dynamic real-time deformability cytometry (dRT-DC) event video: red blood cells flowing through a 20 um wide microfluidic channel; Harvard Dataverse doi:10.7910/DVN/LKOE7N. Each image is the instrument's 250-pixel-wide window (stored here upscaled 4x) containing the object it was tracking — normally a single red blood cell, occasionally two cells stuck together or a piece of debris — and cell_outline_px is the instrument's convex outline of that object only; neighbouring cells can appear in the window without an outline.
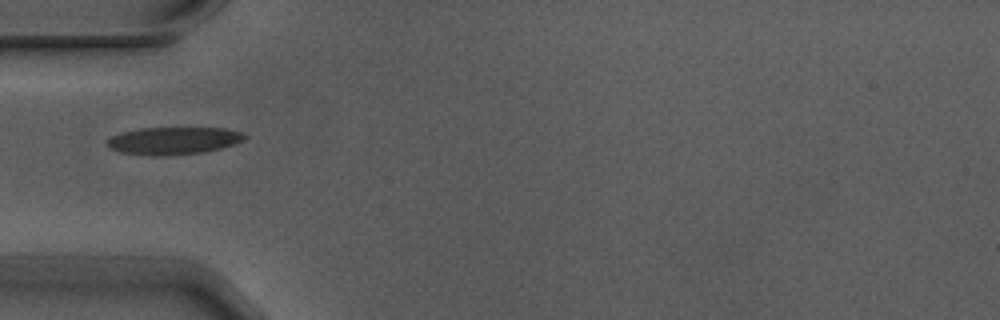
{"species": "Egyptian fruit bat (a non-hibernating species)", "species_latin": "Rousettus aegyptiacus", "temperature_condition": "warm", "stored_images_in_passage": 4, "camera_frame_rate_fps": 3000, "um_per_image_px": 0.085, "animal": {"sex": "male"}, "frame": {"image": 1, "passage_image": 1, "time_ms": 0.0, "image_size_px": [1000, 320], "cell_outline_px": [[248, 136], [244, 140], [220, 148], [204, 152], [164, 156], [152, 156], [120, 152], [112, 148], [108, 144], [108, 140], [112, 136], [120, 132], [140, 128], [224, 128], [244, 132]], "centroid_in_image_um": [14.78, 11.95], "position_along_channel_um": 70.2, "area_um2": 21.96}}
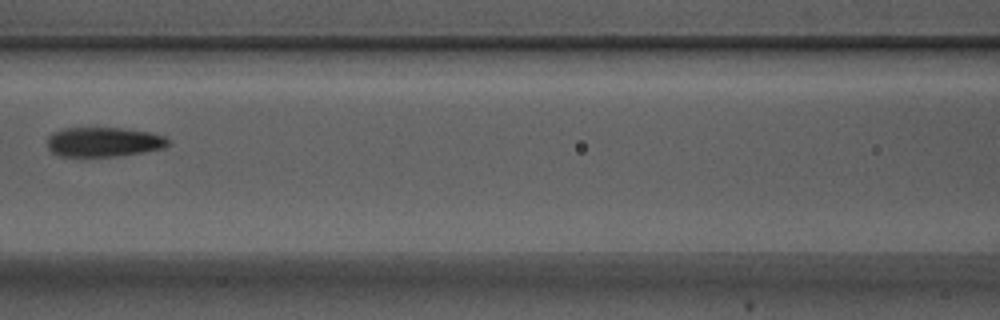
{"frame": {"image": 2, "passage_image": 3, "time_ms": 0.667, "image_size_px": [1000, 320], "cell_outline_px": [[172, 144], [164, 148], [140, 152], [112, 156], [60, 156], [52, 152], [48, 148], [48, 136], [60, 128], [120, 128], [152, 132], [164, 136]], "centroid_in_image_um": [8.82, 12.05], "position_along_channel_um": 157.8, "area_um2": 20.75}}
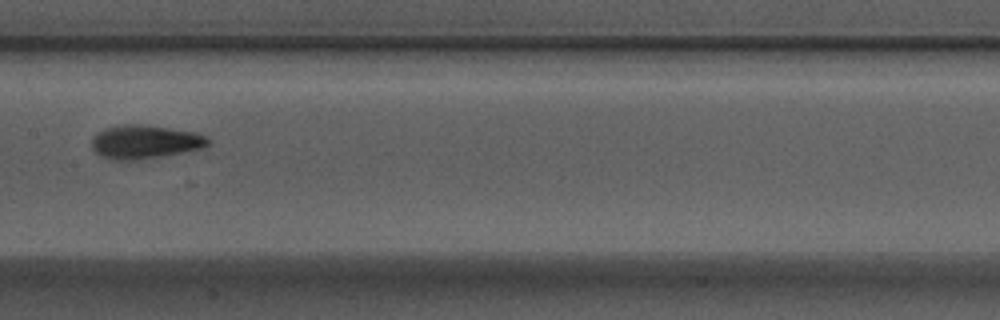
{"frame": {"image": 3, "passage_image": 4, "time_ms": 1.0, "image_size_px": [1000, 320], "cell_outline_px": [[212, 140], [204, 148], [136, 160], [112, 160], [100, 156], [92, 148], [92, 136], [96, 132], [104, 128], [124, 124], [144, 124], [196, 132], [208, 136]], "centroid_in_image_um": [12.31, 12.04], "position_along_channel_um": 195.1, "area_um2": 23.0}}